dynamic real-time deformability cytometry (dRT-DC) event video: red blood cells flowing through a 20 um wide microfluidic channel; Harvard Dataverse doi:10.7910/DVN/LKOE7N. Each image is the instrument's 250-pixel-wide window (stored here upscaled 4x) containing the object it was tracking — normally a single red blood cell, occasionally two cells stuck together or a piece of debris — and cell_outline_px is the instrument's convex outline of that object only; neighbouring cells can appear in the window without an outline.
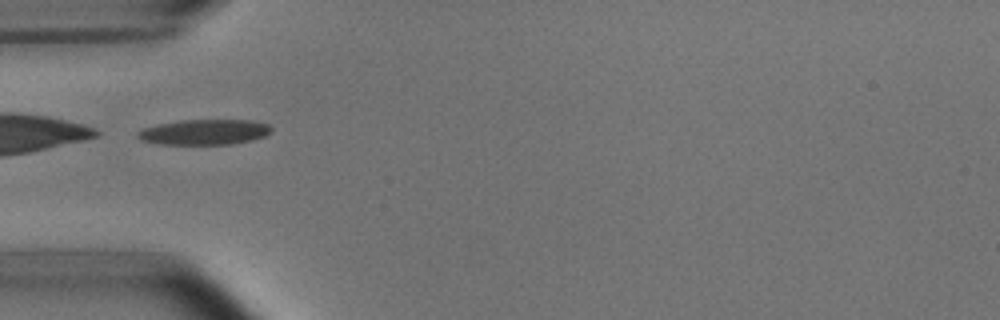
{"species": "common noctule bat (a hibernating species)", "species_latin": "Nyctalus noctula", "temperature_condition": "room temperature", "stored_images_in_passage": 3, "camera_frame_rate_fps": 3000, "um_per_image_px": 0.085, "animal": {"sex": "male", "body_mass_g": 15.6}, "frame": {"image": 1, "passage_image": 1, "time_ms": 0.0, "image_size_px": [1000, 320], "cell_outline_px": [[272, 132], [264, 136], [252, 140], [232, 144], [160, 144], [140, 140], [136, 136], [136, 132], [140, 128], [180, 120], [252, 120], [268, 124], [272, 128]], "centroid_in_image_um": [17.35, 11.22], "position_along_channel_um": 67.6, "area_um2": 19.88}}
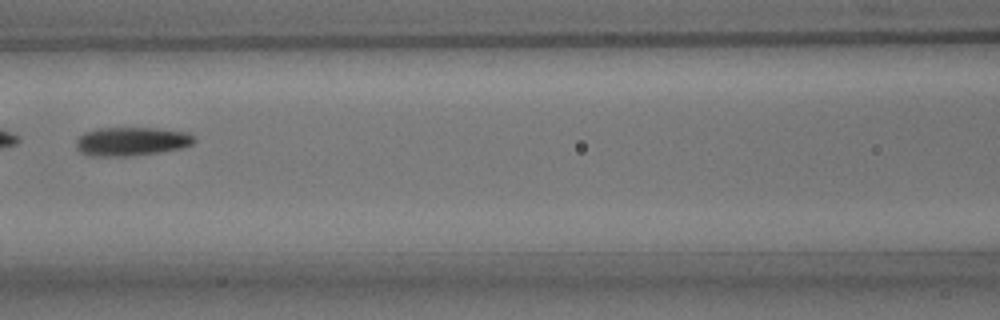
{"frame": {"image": 2, "passage_image": 3, "time_ms": 2.333, "image_size_px": [1000, 320], "cell_outline_px": [[196, 140], [192, 144], [180, 148], [160, 152], [124, 156], [92, 156], [80, 152], [76, 148], [76, 140], [84, 132], [96, 128], [156, 128], [188, 132]], "centroid_in_image_um": [11.15, 12.01], "position_along_channel_um": 155.5, "area_um2": 19.71}}